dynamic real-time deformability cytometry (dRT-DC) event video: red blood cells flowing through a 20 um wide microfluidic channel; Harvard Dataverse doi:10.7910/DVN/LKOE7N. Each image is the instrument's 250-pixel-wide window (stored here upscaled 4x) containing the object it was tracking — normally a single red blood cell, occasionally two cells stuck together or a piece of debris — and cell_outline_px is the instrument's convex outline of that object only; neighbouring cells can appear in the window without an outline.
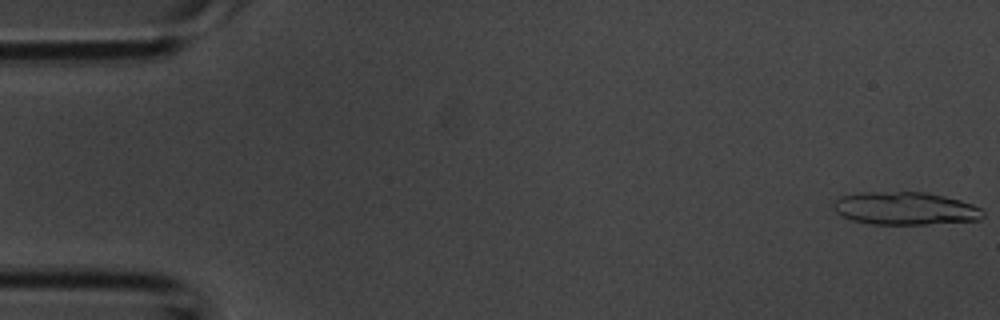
{"species": "common noctule bat (a hibernating species)", "species_latin": "Nyctalus noctula", "temperature_condition": "room temperature", "stored_images_in_passage": 44, "segment_of_instrument_passage": [1, 2], "camera_frame_rate_fps": 3000, "um_per_image_px": 0.085, "animal": {"sex": "male", "body_mass_g": 20.1, "forearm_length_mm": 53.5}, "frame": {"image": 1, "passage_image": 1, "time_ms": 0.0, "image_size_px": [1000, 320], "cell_outline_px": [[984, 216], [980, 220], [924, 224], [872, 224], [852, 220], [840, 216], [832, 208], [832, 204], [840, 196], [860, 192], [924, 192], [944, 196], [960, 200], [972, 204], [980, 208], [984, 212]], "centroid_in_image_um": [76.91, 17.71], "position_along_channel_um": 8.1, "area_um2": 28.73}}